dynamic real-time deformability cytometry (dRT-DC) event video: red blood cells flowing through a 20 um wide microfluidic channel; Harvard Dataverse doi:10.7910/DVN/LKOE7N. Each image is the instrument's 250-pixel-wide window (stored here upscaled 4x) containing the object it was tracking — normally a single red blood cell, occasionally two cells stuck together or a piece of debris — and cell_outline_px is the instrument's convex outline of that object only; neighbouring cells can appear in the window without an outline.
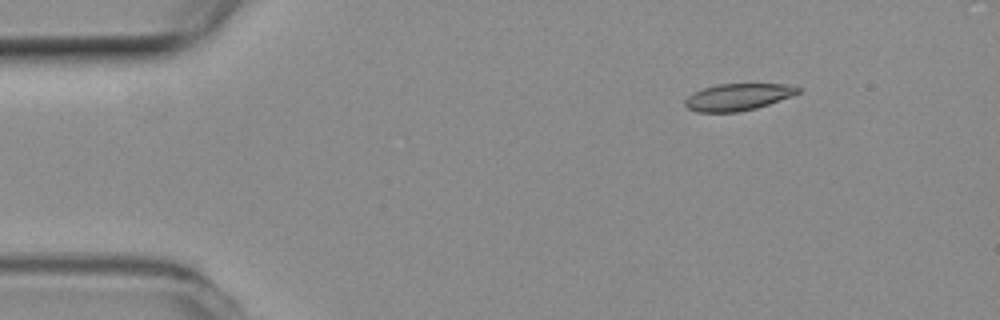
{"species": "common noctule bat (a hibernating species)", "species_latin": "Nyctalus noctula", "temperature_condition": "room temperature", "stored_images_in_passage": 5, "camera_frame_rate_fps": 3000, "um_per_image_px": 0.085, "animal": {"sex": "female", "body_mass_g": 19.3, "forearm_length_mm": 54.1}, "frame": {"image": 1, "passage_image": 2, "time_ms": 0.333, "image_size_px": [1000, 320], "cell_outline_px": [[800, 92], [792, 96], [756, 108], [740, 112], [696, 112], [688, 108], [684, 104], [684, 100], [688, 96], [704, 88], [716, 84], [788, 84], [800, 88]], "centroid_in_image_um": [62.72, 8.25], "position_along_channel_um": 22.3, "area_um2": 17.63}}